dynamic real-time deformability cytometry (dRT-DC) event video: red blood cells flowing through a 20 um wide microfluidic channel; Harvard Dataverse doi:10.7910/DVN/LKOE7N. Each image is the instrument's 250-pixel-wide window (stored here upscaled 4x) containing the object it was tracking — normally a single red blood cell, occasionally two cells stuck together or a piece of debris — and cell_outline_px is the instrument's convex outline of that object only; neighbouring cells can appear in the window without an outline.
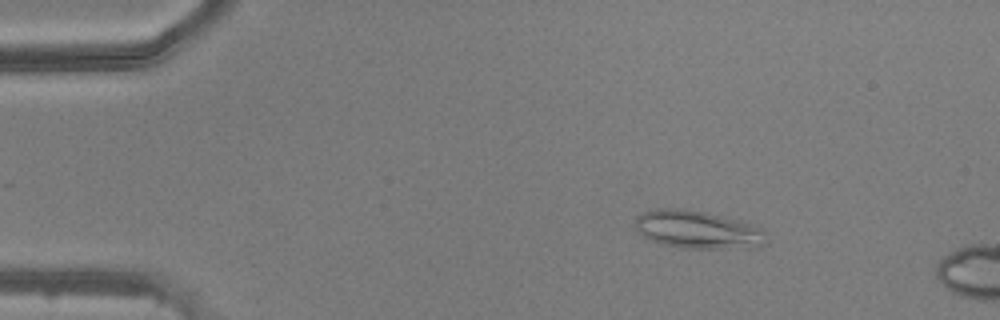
{"species": "common noctule bat (a hibernating species)", "species_latin": "Nyctalus noctula", "temperature_condition": "warm", "stored_images_in_passage": 6, "camera_frame_rate_fps": 3000, "um_per_image_px": 0.085, "animal": {"sex": "male", "body_mass_g": 20.5, "forearm_length_mm": 52.5}, "frame": {"image": 1, "passage_image": 2, "time_ms": 0.333, "image_size_px": [1000, 320], "cell_outline_px": [[768, 244], [760, 248], [680, 248], [660, 244], [648, 240], [636, 228], [636, 216], [644, 212], [656, 208], [684, 208], [704, 212], [740, 220], [760, 228], [764, 232]], "centroid_in_image_um": [59.32, 19.53], "position_along_channel_um": 25.7, "area_um2": 29.3}}